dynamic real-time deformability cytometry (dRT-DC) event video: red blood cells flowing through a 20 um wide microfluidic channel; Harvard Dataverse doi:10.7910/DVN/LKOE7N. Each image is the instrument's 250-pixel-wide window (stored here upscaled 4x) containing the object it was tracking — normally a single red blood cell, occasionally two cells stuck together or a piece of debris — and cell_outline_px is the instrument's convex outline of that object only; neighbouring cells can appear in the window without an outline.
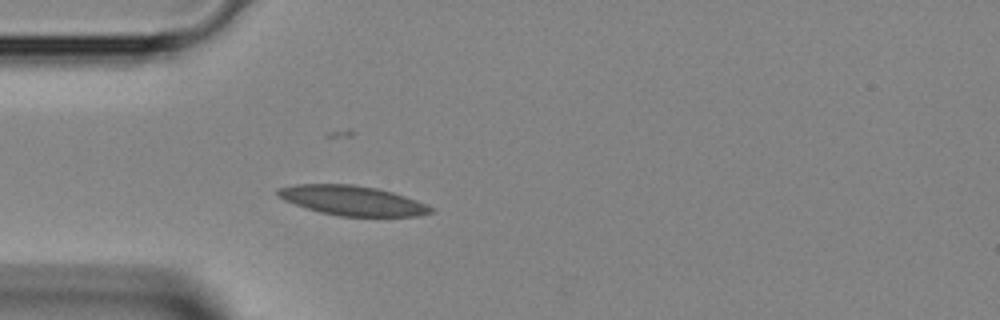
{"species": "Egyptian fruit bat (a non-hibernating species)", "species_latin": "Rousettus aegyptiacus", "temperature_condition": "room temperature", "stored_images_in_passage": 30, "camera_frame_rate_fps": 3000, "um_per_image_px": 0.085, "animal": {"sex": "female"}, "frame": {"image": 1, "passage_image": 1, "time_ms": 0.0, "image_size_px": [1000, 320], "cell_outline_px": [[436, 212], [420, 216], [340, 216], [320, 212], [284, 200], [276, 196], [276, 188], [296, 184], [352, 184], [376, 188], [392, 192], [416, 200], [432, 208]], "centroid_in_image_um": [29.93, 17.04], "position_along_channel_um": 55.1, "area_um2": 26.36}}
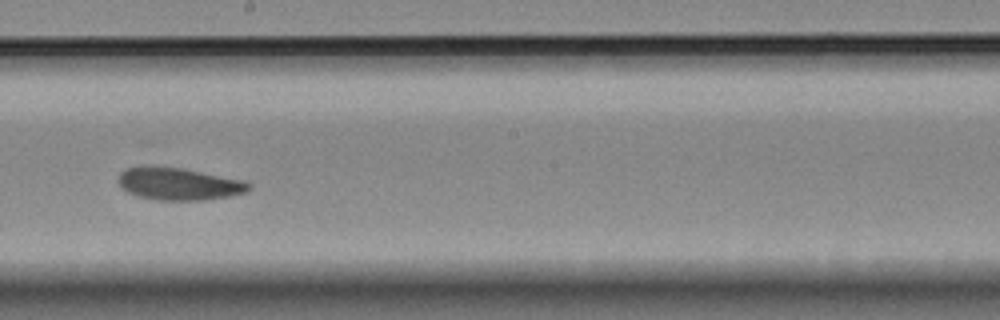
{"frame": {"image": 2, "passage_image": 13, "time_ms": 4.0, "image_size_px": [1000, 320], "cell_outline_px": [[252, 188], [244, 192], [228, 196], [204, 200], [156, 200], [136, 196], [128, 192], [120, 184], [120, 172], [128, 168], [140, 164], [148, 164], [180, 168], [244, 180], [252, 184]], "centroid_in_image_um": [15.18, 15.61], "position_along_channel_um": 233.0, "area_um2": 24.74}}
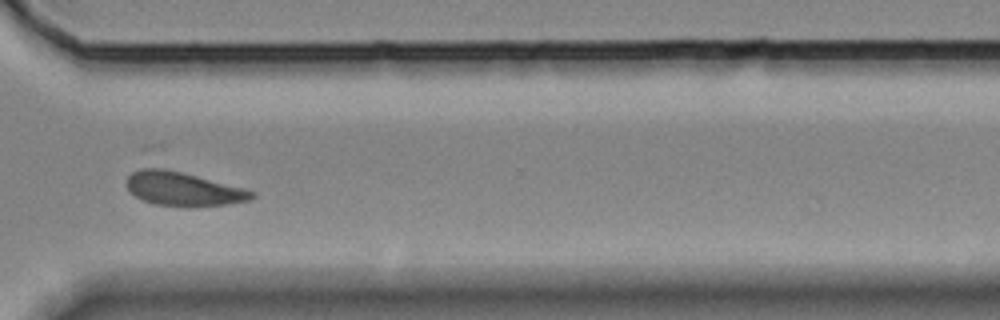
{"frame": {"image": 3, "passage_image": 21, "time_ms": 6.667, "image_size_px": [1000, 320], "cell_outline_px": [[256, 196], [248, 200], [228, 204], [156, 204], [144, 200], [128, 192], [124, 184], [128, 176], [132, 172], [140, 168], [164, 168], [244, 188], [256, 192]], "centroid_in_image_um": [15.5, 16.01], "position_along_channel_um": 355.1, "area_um2": 23.81}}